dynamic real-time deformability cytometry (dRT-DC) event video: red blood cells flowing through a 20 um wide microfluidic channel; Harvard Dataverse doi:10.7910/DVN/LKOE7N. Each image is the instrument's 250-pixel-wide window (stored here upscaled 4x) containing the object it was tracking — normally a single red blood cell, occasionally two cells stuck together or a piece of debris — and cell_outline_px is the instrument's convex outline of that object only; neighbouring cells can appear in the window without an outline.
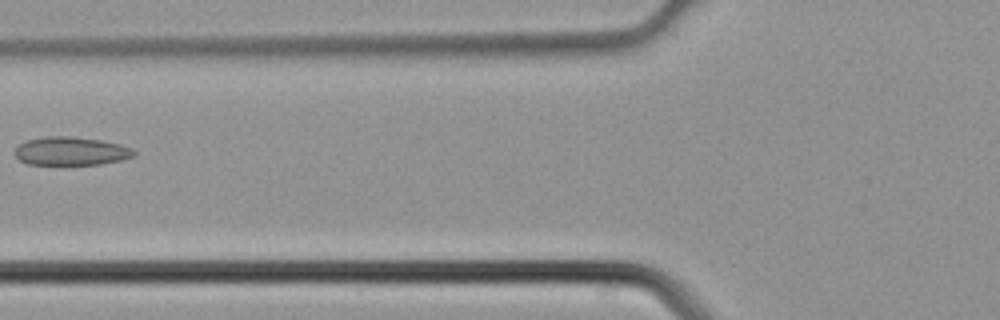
{"species": "common noctule bat (a hibernating species)", "species_latin": "Nyctalus noctula", "temperature_condition": "cold", "stored_images_in_passage": 5, "camera_frame_rate_fps": 3000, "um_per_image_px": 0.085, "animal": {"sex": "male", "body_mass_g": 21.5, "forearm_length_mm": 52.0}, "frame": {"image": 1, "passage_image": 5, "time_ms": 1.333, "image_size_px": [1000, 320], "cell_outline_px": [[136, 152], [132, 156], [120, 160], [100, 164], [28, 164], [20, 160], [12, 152], [20, 144], [28, 140], [48, 136], [72, 136], [100, 140], [120, 144], [132, 148]], "centroid_in_image_um": [6.02, 12.84], "position_along_channel_um": 119.8, "area_um2": 19.54}}